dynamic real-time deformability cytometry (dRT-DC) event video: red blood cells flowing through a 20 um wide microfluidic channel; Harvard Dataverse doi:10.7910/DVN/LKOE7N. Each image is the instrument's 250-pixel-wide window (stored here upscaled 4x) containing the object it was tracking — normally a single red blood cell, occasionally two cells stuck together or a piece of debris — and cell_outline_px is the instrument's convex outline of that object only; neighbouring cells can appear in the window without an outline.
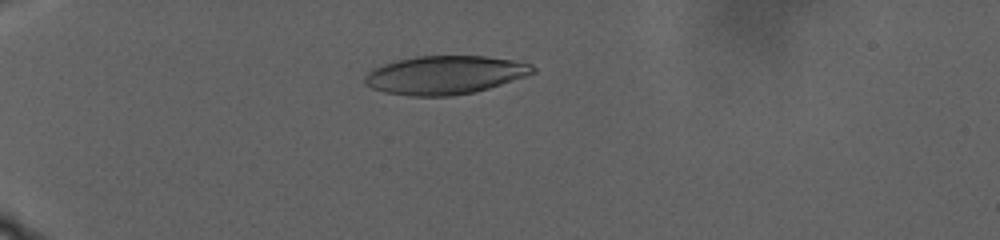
{"species": "human", "species_latin": "Homo sapiens", "temperature_condition": "warm", "stored_images_in_passage": 80, "camera_frame_rate_fps": 3000, "um_per_image_px": 0.085, "donor": {"sex": "male"}, "frame": {"image": 1, "passage_image": 22, "time_ms": 7.0, "image_size_px": [1000, 240], "cell_outline_px": [[536, 72], [476, 92], [452, 96], [408, 96], [384, 92], [372, 88], [364, 84], [364, 76], [372, 68], [384, 64], [416, 56], [484, 56], [516, 60], [532, 64], [536, 68]], "centroid_in_image_um": [37.81, 6.38], "position_along_channel_um": 47.2, "area_um2": 37.69}}
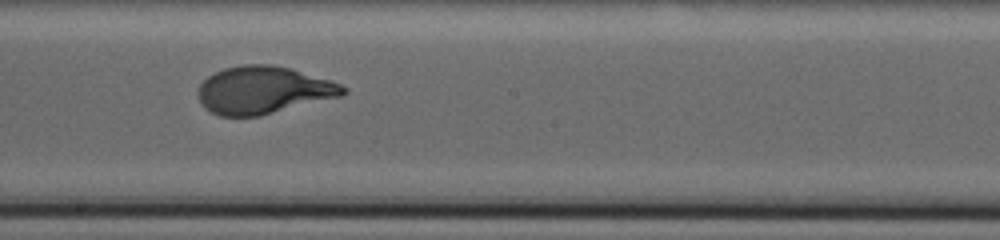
{"frame": {"image": 2, "passage_image": 54, "time_ms": 17.667, "image_size_px": [1000, 240], "cell_outline_px": [[348, 92], [344, 96], [260, 116], [220, 116], [204, 108], [200, 104], [200, 84], [208, 76], [224, 68], [244, 64], [272, 64], [292, 68], [332, 80], [348, 88]], "centroid_in_image_um": [22.46, 7.66], "position_along_channel_um": 225.7, "area_um2": 40.52}}
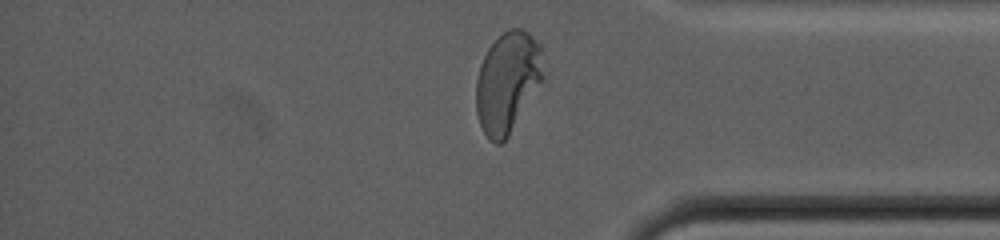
{"frame": {"image": 3, "passage_image": 78, "time_ms": 25.667, "image_size_px": [1000, 240], "cell_outline_px": [[544, 76], [508, 136], [500, 144], [496, 144], [488, 140], [480, 124], [476, 112], [476, 80], [480, 64], [488, 48], [508, 28], [520, 28], [528, 32], [540, 44]], "centroid_in_image_um": [43.12, 6.97], "position_along_channel_um": 392.1, "area_um2": 39.07}, "authors_computed_cell_mechanics": {"area_um2": 39.1595, "velocity_mm_per_s": 2.1608, "shape_relaxation_time_tau1_ms": 6.6398, "shape_relaxation_time_tau2_ms": null, "deformation_change_tau1": 0.2525, "deformation_change_tau2": null}}